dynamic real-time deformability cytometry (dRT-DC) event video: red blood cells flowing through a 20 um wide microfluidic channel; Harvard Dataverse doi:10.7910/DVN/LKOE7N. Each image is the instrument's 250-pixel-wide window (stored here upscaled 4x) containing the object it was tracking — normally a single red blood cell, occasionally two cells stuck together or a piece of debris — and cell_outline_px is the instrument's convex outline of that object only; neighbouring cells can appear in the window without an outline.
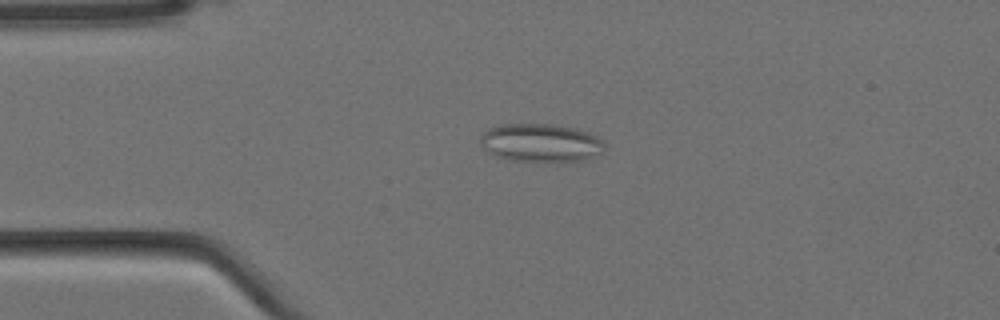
{"species": "Egyptian fruit bat (a non-hibernating species)", "species_latin": "Rousettus aegyptiacus", "temperature_condition": "cold", "stored_images_in_passage": 5, "camera_frame_rate_fps": 3000, "um_per_image_px": 0.085, "animal": {"sex": "female"}, "frame": {"image": 1, "passage_image": 4, "time_ms": 1.0, "image_size_px": [1000, 320], "cell_outline_px": [[604, 148], [600, 152], [584, 160], [548, 164], [504, 160], [488, 152], [480, 144], [480, 136], [488, 128], [500, 124], [552, 124], [572, 128], [588, 132], [604, 140]], "centroid_in_image_um": [45.92, 12.18], "position_along_channel_um": 39.1, "area_um2": 28.5}}